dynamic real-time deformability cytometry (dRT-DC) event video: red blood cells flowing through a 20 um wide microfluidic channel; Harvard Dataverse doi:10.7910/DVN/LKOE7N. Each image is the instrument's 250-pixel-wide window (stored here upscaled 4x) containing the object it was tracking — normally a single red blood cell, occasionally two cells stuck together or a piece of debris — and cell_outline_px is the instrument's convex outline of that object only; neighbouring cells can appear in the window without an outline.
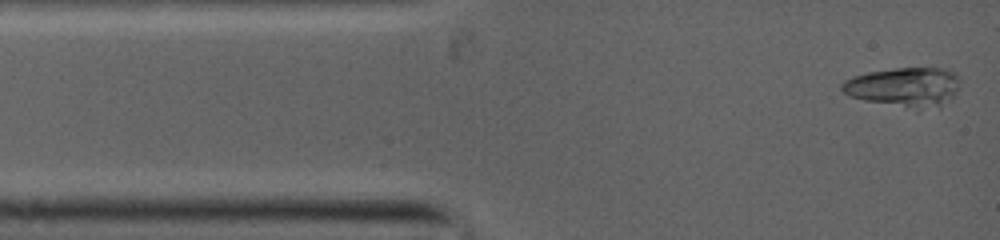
{"species": "common noctule bat (a hibernating species)", "species_latin": "Nyctalus noctula", "temperature_condition": "warm", "stored_images_in_passage": 2, "camera_frame_rate_fps": 5000, "um_per_image_px": 0.085, "animal": {"sex": "female", "body_mass_g": 19.0, "forearm_length_mm": 53.3}, "frame": {"image": 1, "passage_image": 2, "time_ms": 0.4, "image_size_px": [1000, 240], "cell_outline_px": [[960, 84], [952, 96], [940, 108], [916, 112], [864, 100], [848, 96], [840, 88], [840, 84], [844, 80], [852, 76], [868, 72], [896, 68], [944, 68], [952, 72], [960, 80]], "centroid_in_image_um": [76.85, 7.45], "position_along_channel_um": 8.2, "area_um2": 27.98}}